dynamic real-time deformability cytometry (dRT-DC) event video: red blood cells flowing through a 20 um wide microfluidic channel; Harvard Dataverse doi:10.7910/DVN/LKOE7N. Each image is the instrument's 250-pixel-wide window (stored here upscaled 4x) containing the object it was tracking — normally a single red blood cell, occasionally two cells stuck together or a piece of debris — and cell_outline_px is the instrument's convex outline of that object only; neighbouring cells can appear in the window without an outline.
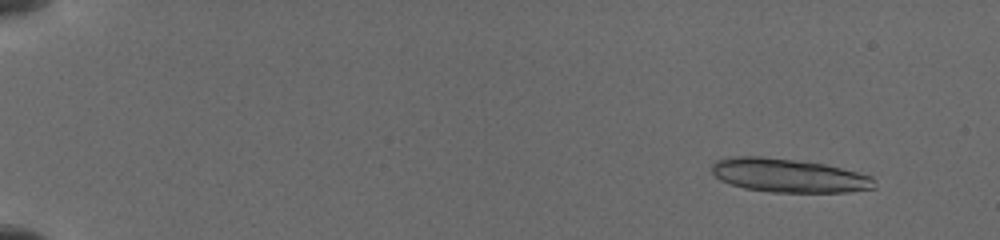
{"species": "common noctule bat (a hibernating species)", "species_latin": "Nyctalus noctula", "temperature_condition": "cold", "stored_images_in_passage": 35, "camera_frame_rate_fps": 3000, "um_per_image_px": 0.085, "animal": {"sex": "female", "body_mass_g": 19.5, "forearm_length_mm": 54.1}, "frame": {"image": 1, "passage_image": 3, "time_ms": 1.333, "image_size_px": [1000, 240], "cell_outline_px": [[876, 188], [848, 192], [772, 192], [744, 188], [720, 180], [712, 172], [712, 164], [716, 160], [732, 156], [764, 156], [824, 164], [872, 176]], "centroid_in_image_um": [67.02, 14.91], "position_along_channel_um": 18.0, "area_um2": 31.79}}
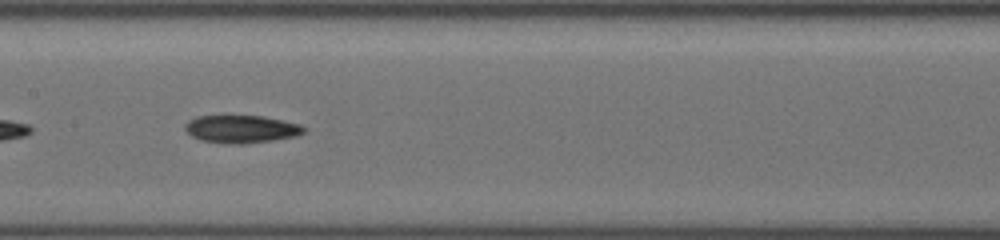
{"frame": {"image": 2, "passage_image": 20, "time_ms": 9.667, "image_size_px": [1000, 240], "cell_outline_px": [[304, 132], [296, 136], [272, 140], [244, 144], [228, 144], [200, 140], [192, 136], [184, 128], [184, 124], [188, 120], [196, 116], [224, 112], [264, 116], [300, 124], [304, 128]], "centroid_in_image_um": [20.42, 10.91], "position_along_channel_um": 187.0, "area_um2": 20.17}}
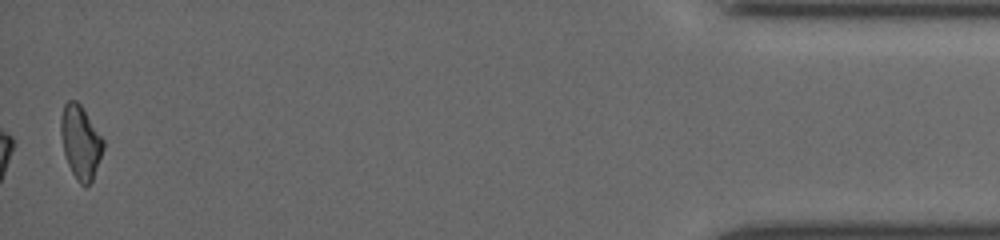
{"frame": {"image": 3, "passage_image": 35, "time_ms": 17.667, "image_size_px": [1000, 240], "cell_outline_px": [[104, 148], [92, 180], [84, 188], [80, 184], [72, 172], [68, 164], [64, 152], [60, 132], [60, 116], [64, 104], [68, 100], [76, 100], [80, 104], [104, 140]], "centroid_in_image_um": [6.83, 12.07], "position_along_channel_um": 428.4, "area_um2": 18.03}}